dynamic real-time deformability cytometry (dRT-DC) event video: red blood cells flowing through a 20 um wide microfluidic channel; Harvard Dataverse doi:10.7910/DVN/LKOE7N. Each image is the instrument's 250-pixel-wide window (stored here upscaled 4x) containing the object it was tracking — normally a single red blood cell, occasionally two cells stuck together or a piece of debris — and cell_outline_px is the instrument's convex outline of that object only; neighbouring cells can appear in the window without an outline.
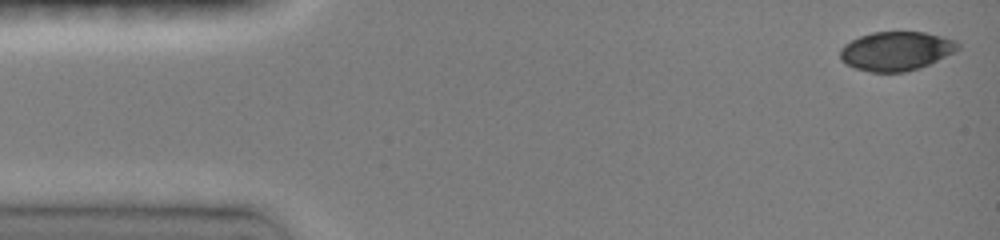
{"species": "common noctule bat (a hibernating species)", "species_latin": "Nyctalus noctula", "temperature_condition": "room temperature", "stored_images_in_passage": 25, "camera_frame_rate_fps": 3000, "um_per_image_px": 0.085, "animal": {"sex": "female", "body_mass_g": 19.0, "forearm_length_mm": 51.5}, "frame": {"image": 1, "passage_image": 1, "time_ms": 0.0, "image_size_px": [1000, 240], "cell_outline_px": [[960, 48], [956, 52], [920, 68], [904, 72], [872, 72], [856, 68], [844, 64], [840, 60], [840, 48], [844, 44], [860, 36], [872, 32], [924, 32], [956, 40], [960, 44]], "centroid_in_image_um": [76.18, 4.34], "position_along_channel_um": 8.8, "area_um2": 26.93}}
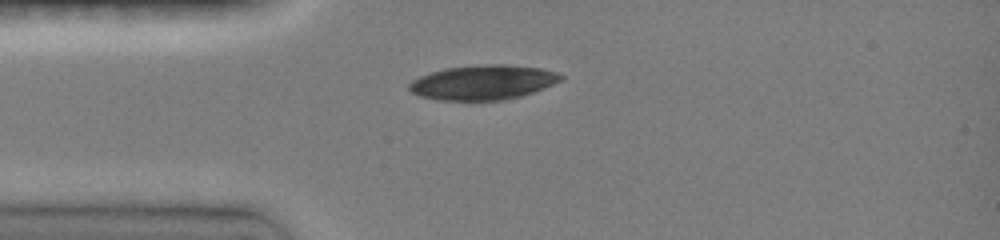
{"frame": {"image": 2, "passage_image": 5, "time_ms": 3.333, "image_size_px": [1000, 240], "cell_outline_px": [[564, 76], [560, 80], [544, 88], [520, 96], [504, 100], [440, 100], [420, 96], [412, 92], [408, 88], [408, 84], [412, 80], [420, 76], [444, 68], [484, 64], [504, 64], [540, 68], [556, 72]], "centroid_in_image_um": [41.03, 7.0], "position_along_channel_um": 44.0, "area_um2": 30.46}}
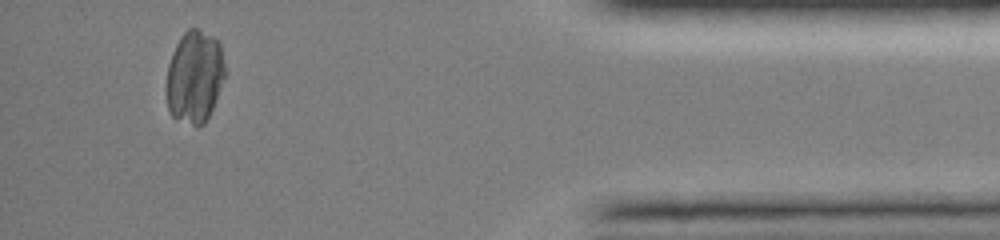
{"frame": {"image": 3, "passage_image": 23, "time_ms": 13.667, "image_size_px": [1000, 240], "cell_outline_px": [[228, 72], [212, 108], [204, 124], [196, 128], [172, 116], [168, 108], [164, 92], [164, 88], [168, 64], [172, 52], [180, 36], [188, 28], [200, 28], [212, 36], [220, 44]], "centroid_in_image_um": [16.53, 6.52], "position_along_channel_um": 418.7, "area_um2": 32.54}}